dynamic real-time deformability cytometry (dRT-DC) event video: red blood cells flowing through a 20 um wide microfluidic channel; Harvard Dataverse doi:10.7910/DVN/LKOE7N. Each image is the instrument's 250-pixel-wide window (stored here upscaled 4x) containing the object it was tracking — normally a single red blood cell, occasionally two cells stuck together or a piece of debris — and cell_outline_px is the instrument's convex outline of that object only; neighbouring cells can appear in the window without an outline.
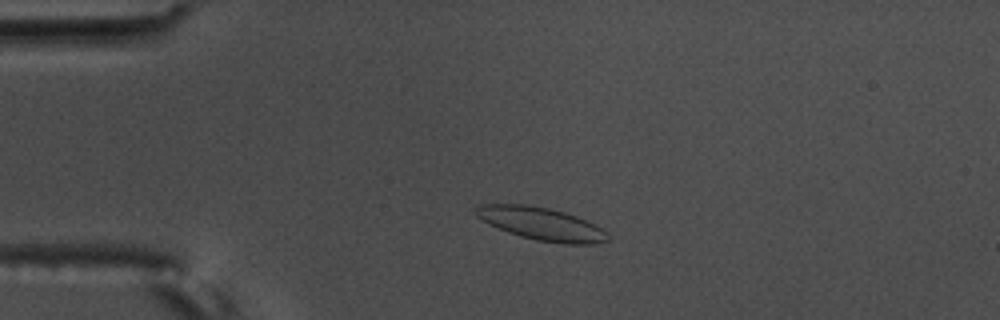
{"species": "common noctule bat (a hibernating species)", "species_latin": "Nyctalus noctula", "temperature_condition": "warm", "stored_images_in_passage": 55, "camera_frame_rate_fps": 3000, "um_per_image_px": 0.085, "animal": {"sex": "male", "body_mass_g": 17.5, "forearm_length_mm": 52.3}, "frame": {"image": 1, "passage_image": 10, "time_ms": 3.0, "image_size_px": [1000, 320], "cell_outline_px": [[608, 240], [596, 244], [564, 244], [536, 240], [520, 236], [508, 232], [476, 216], [476, 208], [480, 204], [524, 204], [548, 208], [564, 212], [576, 216], [596, 224], [608, 236]], "centroid_in_image_um": [46.05, 19.02], "position_along_channel_um": 39.0, "area_um2": 24.85}}
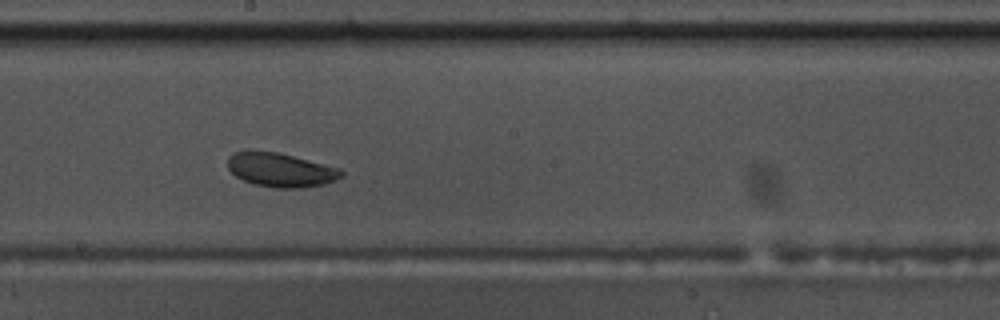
{"frame": {"image": 2, "passage_image": 29, "time_ms": 9.333, "image_size_px": [1000, 320], "cell_outline_px": [[344, 176], [336, 180], [324, 184], [300, 188], [276, 188], [252, 184], [236, 176], [228, 168], [228, 156], [232, 152], [276, 152], [340, 168], [344, 172]], "centroid_in_image_um": [23.88, 14.47], "position_along_channel_um": 224.3, "area_um2": 22.25}}
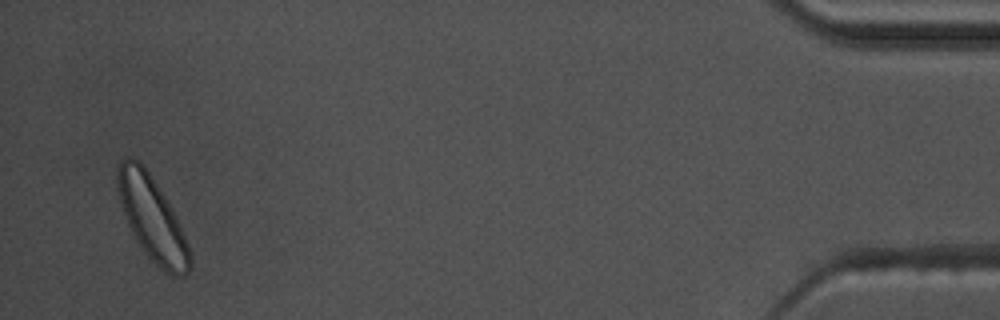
{"frame": {"image": 3, "passage_image": 53, "time_ms": 17.333, "image_size_px": [1000, 320], "cell_outline_px": [[192, 268], [184, 276], [176, 276], [160, 268], [144, 252], [136, 240], [128, 224], [116, 188], [116, 160], [128, 156], [132, 156], [140, 160], [144, 164], [172, 208], [180, 224], [188, 244], [192, 256]], "centroid_in_image_um": [12.91, 18.5], "position_along_channel_um": 422.3, "area_um2": 35.78}, "authors_computed_cell_mechanics": {"area_um2": 23.987, "velocity_mm_per_s": 3.4779, "shape_relaxation_time_tau1_ms": 2.3059, "shape_relaxation_time_tau2_ms": null, "deformation_change_tau1": 0.0724, "deformation_change_tau2": null}}